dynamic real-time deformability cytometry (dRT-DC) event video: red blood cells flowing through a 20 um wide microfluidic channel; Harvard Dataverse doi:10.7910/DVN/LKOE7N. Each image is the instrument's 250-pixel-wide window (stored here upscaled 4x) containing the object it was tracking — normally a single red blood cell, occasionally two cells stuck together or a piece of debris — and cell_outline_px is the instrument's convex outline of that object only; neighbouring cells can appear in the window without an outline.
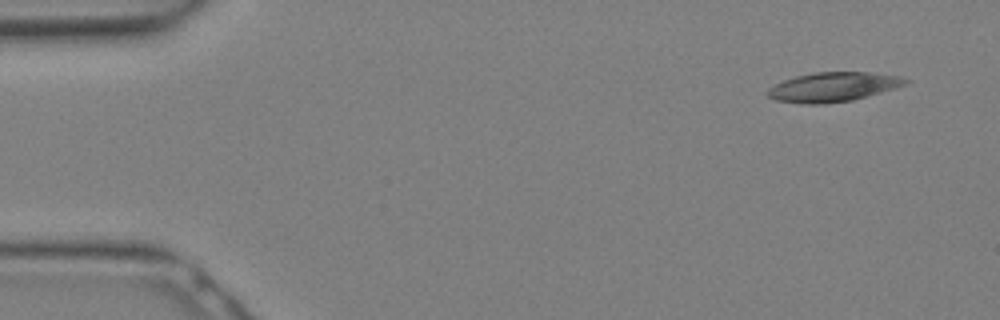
{"species": "Egyptian fruit bat (a non-hibernating species)", "species_latin": "Rousettus aegyptiacus", "temperature_condition": "warm", "stored_images_in_passage": 13, "camera_frame_rate_fps": 3000, "um_per_image_px": 0.085, "animal": {"sex": "female"}, "frame": {"image": 1, "passage_image": 1, "time_ms": 0.0, "image_size_px": [1000, 320], "cell_outline_px": [[912, 80], [908, 84], [896, 88], [852, 100], [824, 104], [804, 104], [776, 100], [768, 96], [764, 92], [768, 88], [784, 80], [796, 76], [812, 72], [868, 72], [900, 76]], "centroid_in_image_um": [70.83, 7.39], "position_along_channel_um": 14.2, "area_um2": 23.76}}
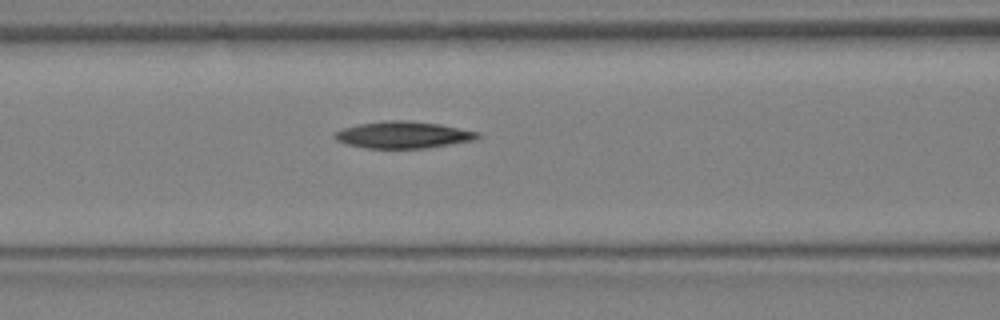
{"frame": {"image": 2, "passage_image": 11, "time_ms": 3.333, "image_size_px": [1000, 320], "cell_outline_px": [[484, 136], [476, 140], [428, 148], [364, 148], [348, 144], [336, 140], [332, 136], [336, 132], [344, 128], [356, 124], [384, 120], [404, 120], [440, 124], [480, 132]], "centroid_in_image_um": [34.32, 11.46], "position_along_channel_um": 132.3, "area_um2": 22.6}}
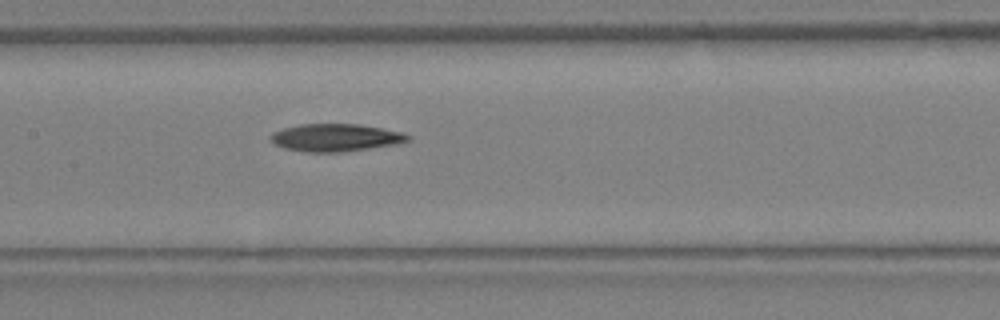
{"frame": {"image": 3, "passage_image": 13, "time_ms": 4.0, "image_size_px": [1000, 320], "cell_outline_px": [[412, 140], [400, 144], [344, 152], [308, 152], [284, 148], [276, 144], [268, 136], [272, 132], [284, 128], [300, 124], [360, 124], [404, 132], [412, 136]], "centroid_in_image_um": [28.61, 11.7], "position_along_channel_um": 178.8, "area_um2": 22.37}}